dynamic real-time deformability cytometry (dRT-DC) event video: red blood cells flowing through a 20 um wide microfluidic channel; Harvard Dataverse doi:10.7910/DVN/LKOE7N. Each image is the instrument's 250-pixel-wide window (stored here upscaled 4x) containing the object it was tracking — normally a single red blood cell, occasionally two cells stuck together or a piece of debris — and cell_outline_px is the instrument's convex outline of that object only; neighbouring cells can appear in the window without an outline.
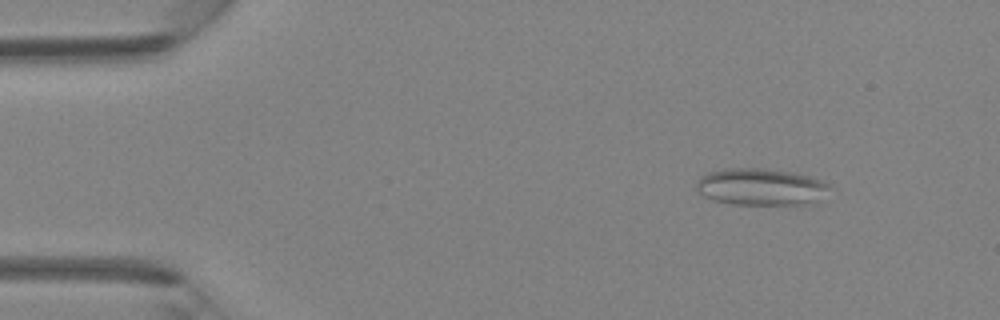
{"species": "Egyptian fruit bat (a non-hibernating species)", "species_latin": "Rousettus aegyptiacus", "temperature_condition": "room temperature", "stored_images_in_passage": 36, "camera_frame_rate_fps": 3000, "um_per_image_px": 0.085, "animal": {"sex": "female"}, "frame": {"image": 1, "passage_image": 1, "time_ms": 0.0, "image_size_px": [1000, 320], "cell_outline_px": [[832, 188], [812, 204], [732, 204], [712, 200], [704, 196], [696, 188], [696, 184], [700, 176], [708, 172], [724, 168], [768, 168], [808, 176], [820, 180], [828, 184]], "centroid_in_image_um": [64.64, 15.88], "position_along_channel_um": 20.4, "area_um2": 28.61}}
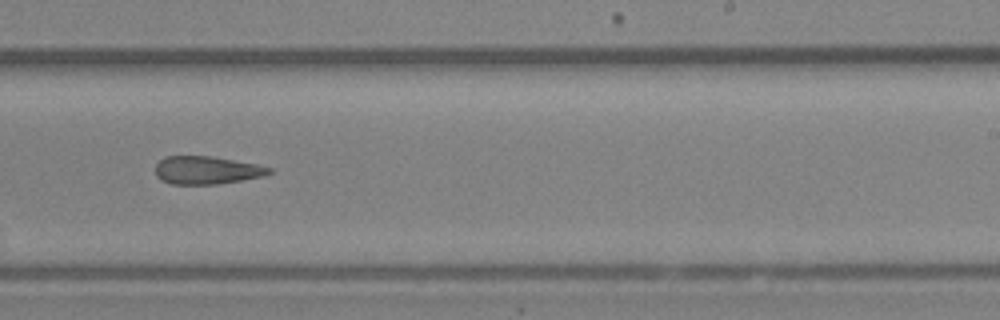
{"frame": {"image": 2, "passage_image": 21, "time_ms": 6.667, "image_size_px": [1000, 320], "cell_outline_px": [[272, 172], [264, 176], [216, 184], [172, 184], [160, 180], [156, 176], [156, 164], [164, 156], [212, 156], [256, 164], [272, 168]], "centroid_in_image_um": [17.54, 14.46], "position_along_channel_um": 271.5, "area_um2": 18.5}}
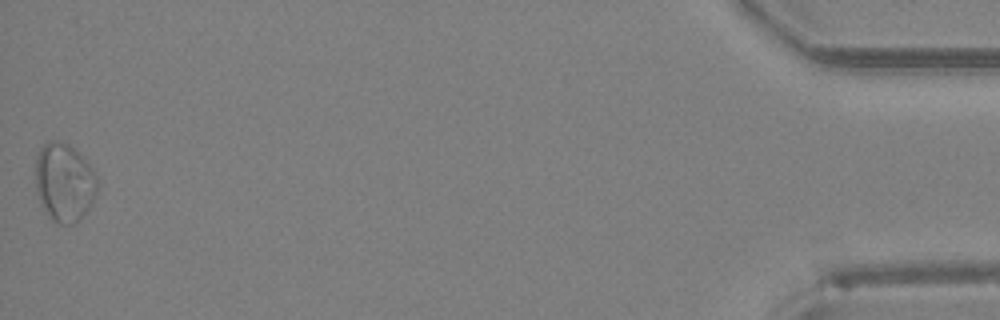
{"frame": {"image": 3, "passage_image": 36, "time_ms": 11.667, "image_size_px": [1000, 320], "cell_outline_px": [[100, 184], [92, 204], [80, 220], [72, 224], [56, 224], [44, 212], [40, 204], [36, 188], [36, 156], [40, 148], [48, 140], [60, 140], [68, 144], [84, 156], [92, 168]], "centroid_in_image_um": [5.48, 15.5], "position_along_channel_um": 429.7, "area_um2": 28.96}}